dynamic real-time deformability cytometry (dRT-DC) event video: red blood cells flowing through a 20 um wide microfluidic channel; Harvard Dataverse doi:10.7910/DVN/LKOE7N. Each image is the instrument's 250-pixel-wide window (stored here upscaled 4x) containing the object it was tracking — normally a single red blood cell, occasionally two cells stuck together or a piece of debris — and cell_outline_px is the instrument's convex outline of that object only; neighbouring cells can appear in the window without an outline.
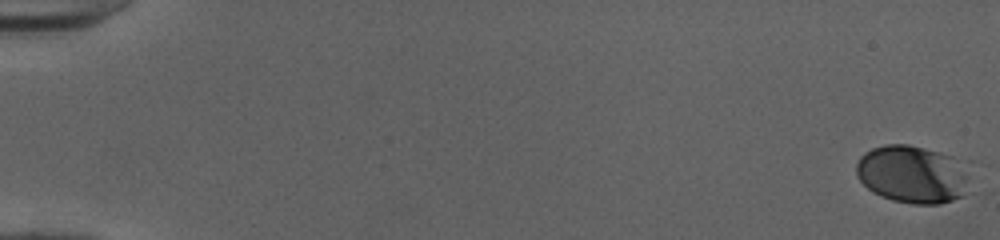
{"species": "human", "species_latin": "Homo sapiens", "temperature_condition": "cold", "stored_images_in_passage": 53, "camera_frame_rate_fps": 3000, "um_per_image_px": 0.085, "donor": {"sex": "female"}, "frame": {"image": 1, "passage_image": 1, "time_ms": 0.0, "image_size_px": [1000, 240], "cell_outline_px": [[964, 196], [940, 204], [912, 204], [892, 200], [880, 196], [872, 192], [856, 176], [856, 164], [860, 156], [864, 152], [872, 148], [884, 144], [908, 144], [924, 148], [952, 156], [964, 176]], "centroid_in_image_um": [77.41, 14.82], "position_along_channel_um": 7.6, "area_um2": 37.4}}
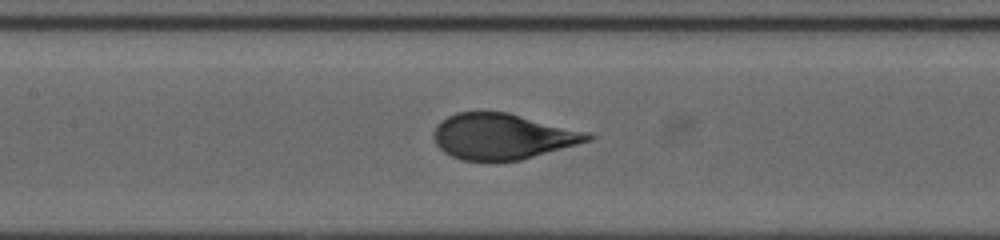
{"frame": {"image": 2, "passage_image": 27, "time_ms": 8.667, "image_size_px": [1000, 240], "cell_outline_px": [[596, 136], [592, 140], [520, 160], [460, 160], [444, 152], [436, 144], [432, 136], [432, 132], [436, 124], [440, 120], [456, 112], [508, 112], [588, 132]], "centroid_in_image_um": [42.68, 11.58], "position_along_channel_um": 164.7, "area_um2": 41.04}}
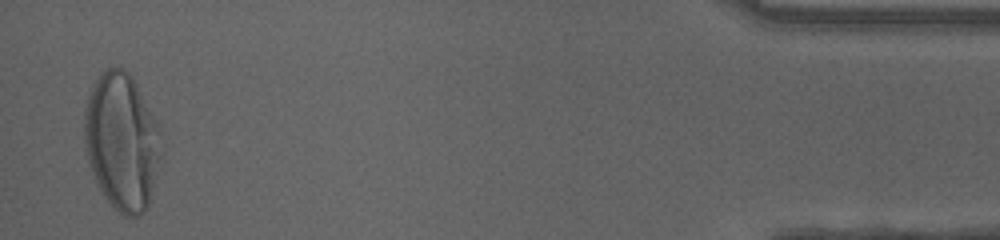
{"frame": {"image": 3, "passage_image": 52, "time_ms": 17.0, "image_size_px": [1000, 240], "cell_outline_px": [[164, 152], [148, 208], [140, 216], [124, 216], [104, 196], [96, 184], [88, 164], [84, 144], [84, 108], [88, 92], [92, 84], [104, 68], [116, 64], [124, 68], [132, 76], [156, 124]], "centroid_in_image_um": [10.34, 12.02], "position_along_channel_um": 424.9, "area_um2": 62.25}}